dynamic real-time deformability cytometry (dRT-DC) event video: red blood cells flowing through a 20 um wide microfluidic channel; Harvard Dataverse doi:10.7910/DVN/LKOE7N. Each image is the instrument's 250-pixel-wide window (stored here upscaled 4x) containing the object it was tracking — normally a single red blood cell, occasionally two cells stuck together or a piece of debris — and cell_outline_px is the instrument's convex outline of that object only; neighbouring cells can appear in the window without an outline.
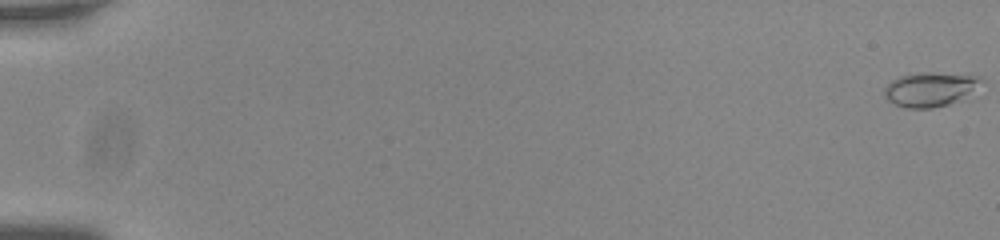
{"species": "common noctule bat (a hibernating species)", "species_latin": "Nyctalus noctula", "temperature_condition": "room temperature", "stored_images_in_passage": 8, "camera_frame_rate_fps": 3000, "um_per_image_px": 0.085, "animal": {"sex": "male", "body_mass_g": 20.0, "forearm_length_mm": 53.3}, "frame": {"image": 1, "passage_image": 1, "time_ms": 0.0, "image_size_px": [1000, 240], "cell_outline_px": [[984, 80], [956, 100], [948, 104], [932, 108], [908, 108], [896, 104], [888, 100], [884, 96], [884, 88], [892, 80], [900, 76], [924, 72], [932, 72], [980, 76]], "centroid_in_image_um": [78.99, 7.57], "position_along_channel_um": 6.0, "area_um2": 18.73}}